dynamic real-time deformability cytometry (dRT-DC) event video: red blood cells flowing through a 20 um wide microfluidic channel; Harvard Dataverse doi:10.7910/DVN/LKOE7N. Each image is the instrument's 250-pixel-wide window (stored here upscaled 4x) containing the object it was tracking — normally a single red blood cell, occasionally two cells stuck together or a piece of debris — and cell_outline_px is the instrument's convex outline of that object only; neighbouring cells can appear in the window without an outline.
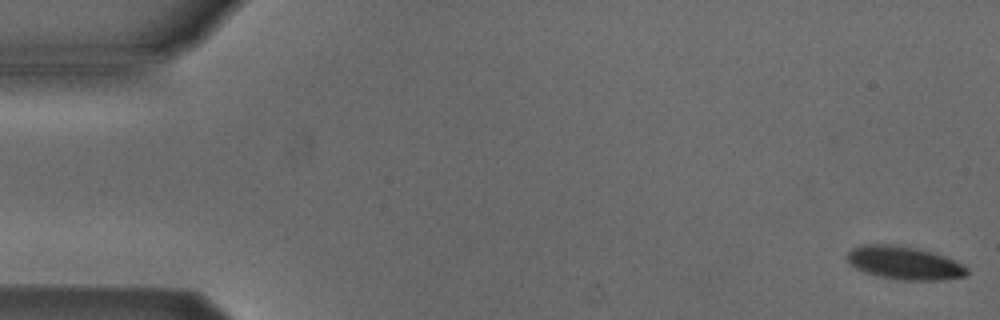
{"species": "Egyptian fruit bat (a non-hibernating species)", "species_latin": "Rousettus aegyptiacus", "temperature_condition": "cold", "stored_images_in_passage": 39, "camera_frame_rate_fps": 3000, "um_per_image_px": 0.085, "animal": {"sex": "male"}, "frame": {"image": 1, "passage_image": 1, "time_ms": 0.0, "image_size_px": [1000, 320], "cell_outline_px": [[968, 272], [964, 276], [944, 280], [904, 280], [880, 276], [864, 272], [856, 268], [848, 260], [848, 252], [852, 248], [860, 244], [892, 244], [916, 248], [932, 252], [944, 256], [968, 268]], "centroid_in_image_um": [76.85, 22.34], "position_along_channel_um": 8.1, "area_um2": 22.89}}
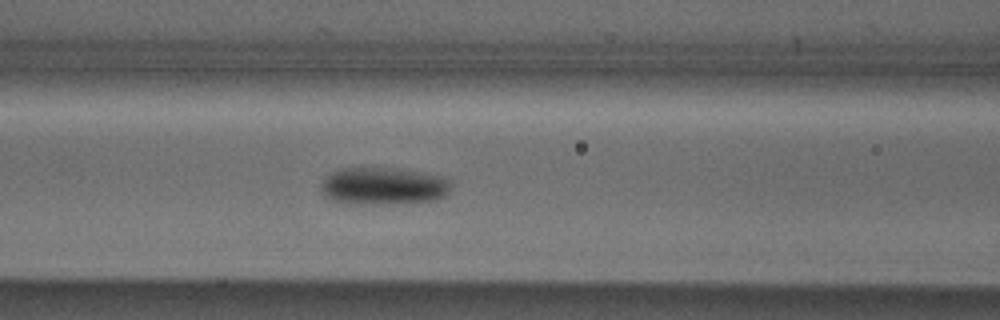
{"frame": {"image": 2, "passage_image": 22, "time_ms": 7.0, "image_size_px": [1000, 320], "cell_outline_px": [[452, 188], [444, 196], [436, 200], [380, 204], [344, 204], [332, 200], [324, 196], [320, 192], [320, 184], [332, 172], [340, 168], [380, 168], [420, 172], [436, 176], [448, 180], [452, 184]], "centroid_in_image_um": [32.52, 15.84], "position_along_channel_um": 134.1, "area_um2": 28.15}}
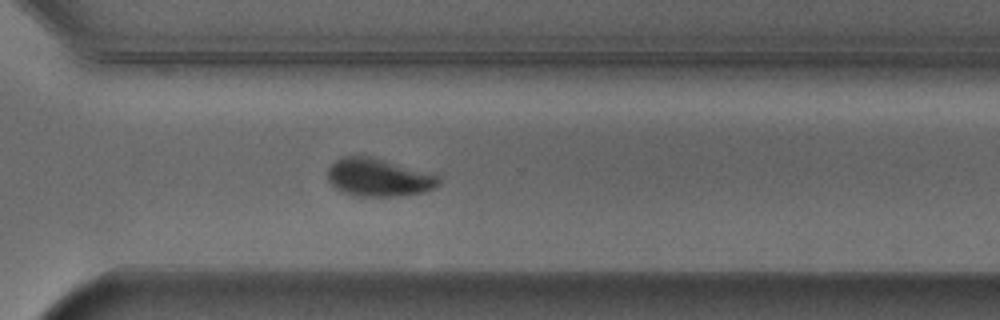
{"frame": {"image": 3, "passage_image": 38, "time_ms": 12.333, "image_size_px": [1000, 320], "cell_outline_px": [[440, 184], [436, 188], [424, 192], [400, 196], [356, 196], [344, 192], [336, 188], [328, 180], [328, 168], [336, 160], [344, 156], [368, 156], [384, 160], [440, 176]], "centroid_in_image_um": [32.19, 15.1], "position_along_channel_um": 338.4, "area_um2": 24.33}}